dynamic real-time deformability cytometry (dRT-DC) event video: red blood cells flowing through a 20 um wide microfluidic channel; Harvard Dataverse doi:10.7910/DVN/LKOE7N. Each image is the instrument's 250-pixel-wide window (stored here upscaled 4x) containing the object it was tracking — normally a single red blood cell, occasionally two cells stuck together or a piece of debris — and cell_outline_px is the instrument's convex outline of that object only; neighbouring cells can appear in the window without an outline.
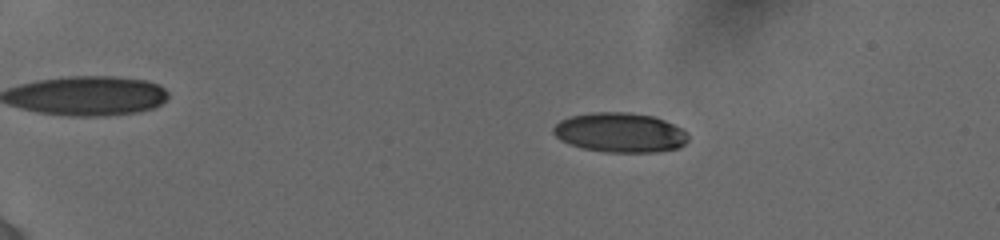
{"species": "human", "species_latin": "Homo sapiens", "temperature_condition": "cold", "stored_images_in_passage": 22, "camera_frame_rate_fps": 3000, "um_per_image_px": 0.085, "donor": {"sex": "female"}, "frame": {"image": 1, "passage_image": 4, "time_ms": 1.0, "image_size_px": [1000, 240], "cell_outline_px": [[688, 140], [680, 148], [656, 152], [604, 152], [580, 148], [568, 144], [560, 140], [552, 132], [552, 128], [560, 120], [572, 116], [592, 112], [628, 112], [652, 116], [664, 120], [688, 132]], "centroid_in_image_um": [52.69, 11.28], "position_along_channel_um": 32.3, "area_um2": 31.33}}
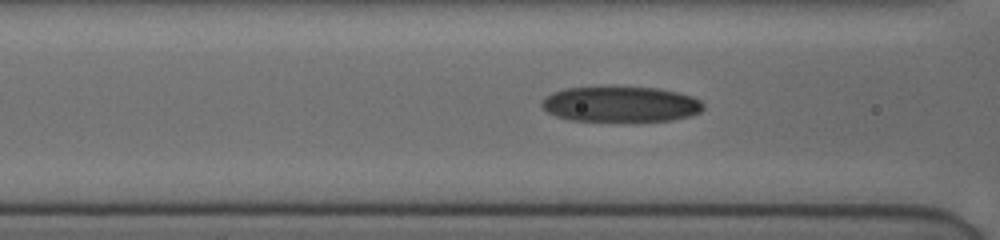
{"frame": {"image": 2, "passage_image": 17, "time_ms": 5.667, "image_size_px": [1000, 240], "cell_outline_px": [[704, 108], [700, 112], [692, 116], [672, 120], [636, 124], [632, 124], [568, 120], [556, 116], [548, 112], [540, 104], [540, 100], [544, 96], [552, 92], [564, 88], [608, 84], [612, 84], [660, 88], [692, 96], [700, 100], [704, 104]], "centroid_in_image_um": [52.73, 8.86], "position_along_channel_um": 113.9, "area_um2": 36.07}}
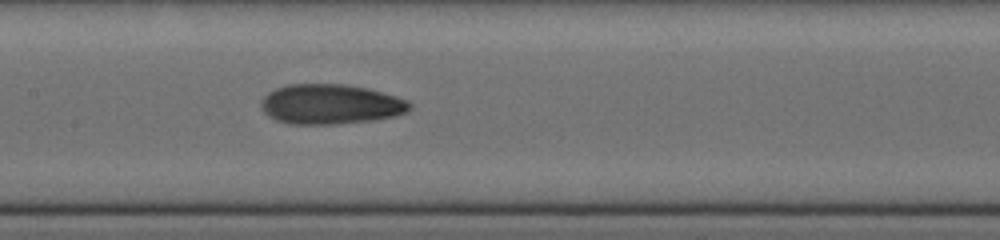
{"frame": {"image": 3, "passage_image": 22, "time_ms": 7.333, "image_size_px": [1000, 240], "cell_outline_px": [[412, 108], [408, 112], [396, 116], [372, 120], [336, 124], [292, 124], [276, 120], [268, 116], [260, 108], [260, 104], [264, 96], [268, 92], [276, 88], [288, 84], [344, 84], [368, 88], [396, 96], [408, 100], [412, 104]], "centroid_in_image_um": [28.11, 8.86], "position_along_channel_um": 179.3, "area_um2": 34.85}}